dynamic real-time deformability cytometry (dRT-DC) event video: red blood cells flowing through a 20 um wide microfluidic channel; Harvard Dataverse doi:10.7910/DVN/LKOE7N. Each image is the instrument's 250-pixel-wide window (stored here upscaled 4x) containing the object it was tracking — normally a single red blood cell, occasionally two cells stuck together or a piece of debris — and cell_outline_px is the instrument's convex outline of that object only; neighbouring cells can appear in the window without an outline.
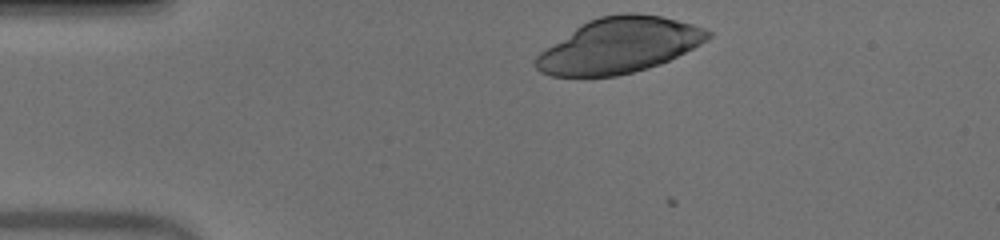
{"species": "human", "species_latin": "Homo sapiens", "temperature_condition": "warm", "stored_images_in_passage": 33, "camera_frame_rate_fps": 3000, "um_per_image_px": 0.085, "donor": {"sex": "male"}, "frame": {"image": 1, "passage_image": 1, "time_ms": 0.0, "image_size_px": [1000, 240], "cell_outline_px": [[712, 36], [708, 40], [660, 64], [632, 72], [616, 76], [552, 76], [540, 72], [536, 68], [536, 56], [540, 52], [580, 24], [588, 20], [600, 16], [624, 12], [636, 12], [660, 16], [692, 24], [704, 28], [712, 32]], "centroid_in_image_um": [52.62, 3.85], "position_along_channel_um": 32.4, "area_um2": 55.14}}